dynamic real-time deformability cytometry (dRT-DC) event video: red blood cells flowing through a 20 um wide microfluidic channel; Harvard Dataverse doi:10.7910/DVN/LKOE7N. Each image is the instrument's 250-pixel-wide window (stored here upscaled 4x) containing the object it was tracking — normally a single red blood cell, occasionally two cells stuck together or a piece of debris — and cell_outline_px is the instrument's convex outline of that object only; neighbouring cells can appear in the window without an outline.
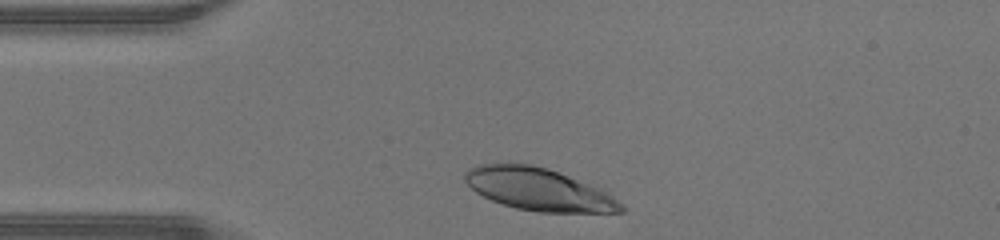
{"species": "human", "species_latin": "Homo sapiens", "temperature_condition": "warm", "stored_images_in_passage": 29, "camera_frame_rate_fps": 3000, "um_per_image_px": 0.085, "donor": {"sex": "male"}, "frame": {"image": 1, "passage_image": 2, "time_ms": 0.333, "image_size_px": [1000, 240], "cell_outline_px": [[624, 212], [540, 212], [516, 208], [492, 200], [476, 192], [464, 180], [464, 172], [468, 168], [476, 164], [532, 164], [608, 188], [624, 204]], "centroid_in_image_um": [45.9, 16.09], "position_along_channel_um": 39.1, "area_um2": 39.07}}
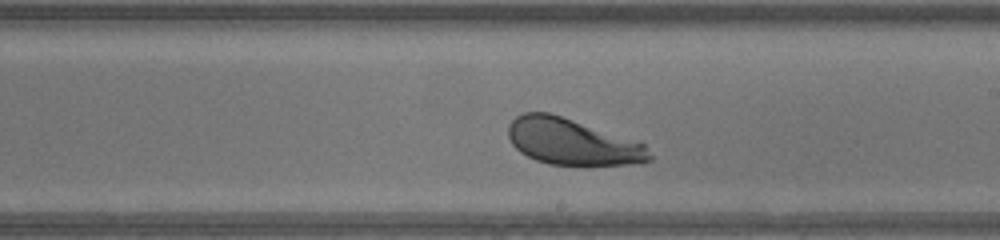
{"frame": {"image": 2, "passage_image": 18, "time_ms": 5.667, "image_size_px": [1000, 240], "cell_outline_px": [[652, 160], [628, 164], [548, 164], [536, 160], [520, 152], [512, 144], [508, 136], [508, 124], [516, 116], [524, 112], [548, 112], [640, 140], [644, 144], [652, 156]], "centroid_in_image_um": [48.64, 12.03], "position_along_channel_um": 240.4, "area_um2": 38.09}}
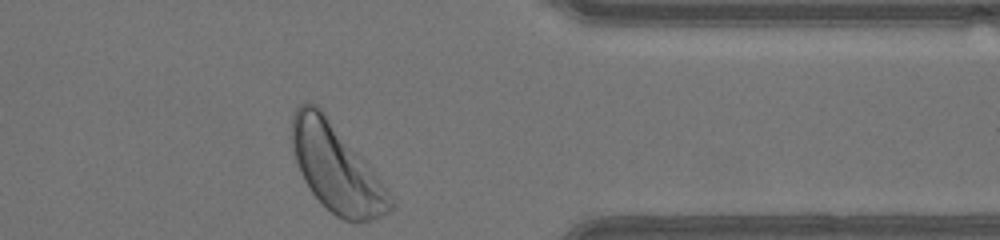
{"frame": {"image": 3, "passage_image": 29, "time_ms": 9.333, "image_size_px": [1000, 240], "cell_outline_px": [[396, 204], [388, 212], [380, 216], [368, 220], [352, 224], [336, 216], [312, 192], [304, 180], [300, 172], [292, 148], [292, 116], [296, 108], [304, 100], [308, 100], [316, 104], [324, 112], [364, 160], [380, 180], [392, 196]], "centroid_in_image_um": [28.57, 14.28], "position_along_channel_um": 382.8, "area_um2": 49.53}, "authors_computed_cell_mechanics": {"area_um2": 39.304, "velocity_mm_per_s": 4.3035, "shape_relaxation_time_tau1_ms": 1.5688, "shape_relaxation_time_tau2_ms": null, "deformation_change_tau1": 0.1279, "deformation_change_tau2": null}}